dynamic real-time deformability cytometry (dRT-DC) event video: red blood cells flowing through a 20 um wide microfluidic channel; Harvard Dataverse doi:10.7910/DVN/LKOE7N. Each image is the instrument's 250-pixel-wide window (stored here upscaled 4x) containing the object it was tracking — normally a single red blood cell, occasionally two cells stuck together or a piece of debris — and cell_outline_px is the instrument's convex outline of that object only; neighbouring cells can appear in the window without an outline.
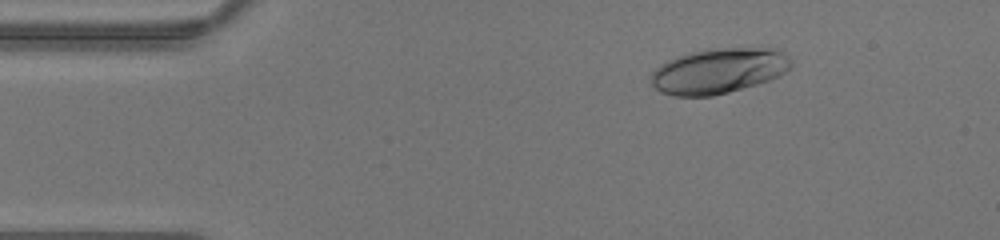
{"species": "human", "species_latin": "Homo sapiens", "temperature_condition": "warm", "stored_images_in_passage": 42, "camera_frame_rate_fps": 3000, "um_per_image_px": 0.085, "donor": {"sex": "male"}, "frame": {"image": 1, "passage_image": 6, "time_ms": 1.667, "image_size_px": [1000, 240], "cell_outline_px": [[792, 68], [780, 76], [756, 84], [728, 92], [712, 96], [672, 96], [660, 92], [652, 84], [648, 76], [660, 64], [676, 56], [708, 48], [776, 48], [788, 56], [792, 60]], "centroid_in_image_um": [61.08, 6.02], "position_along_channel_um": 23.9, "area_um2": 37.28}}
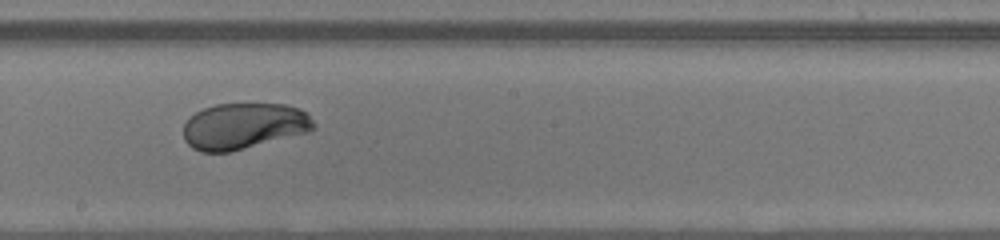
{"frame": {"image": 2, "passage_image": 23, "time_ms": 7.333, "image_size_px": [1000, 240], "cell_outline_px": [[316, 128], [308, 132], [232, 152], [200, 152], [192, 148], [184, 140], [184, 124], [196, 112], [204, 108], [216, 104], [288, 104], [300, 108], [308, 112], [316, 124]], "centroid_in_image_um": [20.76, 10.72], "position_along_channel_um": 227.4, "area_um2": 35.37}}
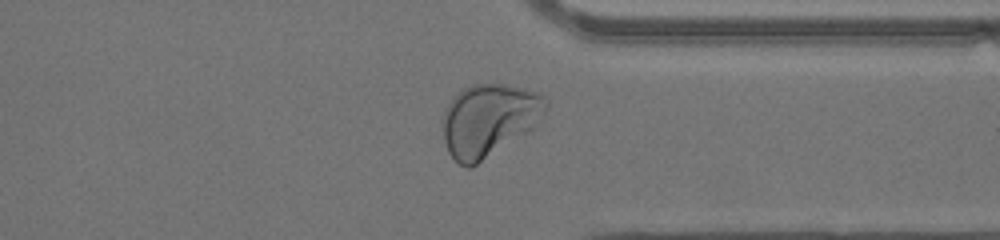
{"frame": {"image": 3, "passage_image": 32, "time_ms": 10.333, "image_size_px": [1000, 240], "cell_outline_px": [[548, 108], [532, 132], [472, 168], [464, 168], [448, 152], [444, 140], [444, 112], [448, 104], [456, 92], [472, 84], [504, 84], [536, 92], [544, 96], [548, 100]], "centroid_in_image_um": [41.61, 10.24], "position_along_channel_um": 369.8, "area_um2": 44.33}}